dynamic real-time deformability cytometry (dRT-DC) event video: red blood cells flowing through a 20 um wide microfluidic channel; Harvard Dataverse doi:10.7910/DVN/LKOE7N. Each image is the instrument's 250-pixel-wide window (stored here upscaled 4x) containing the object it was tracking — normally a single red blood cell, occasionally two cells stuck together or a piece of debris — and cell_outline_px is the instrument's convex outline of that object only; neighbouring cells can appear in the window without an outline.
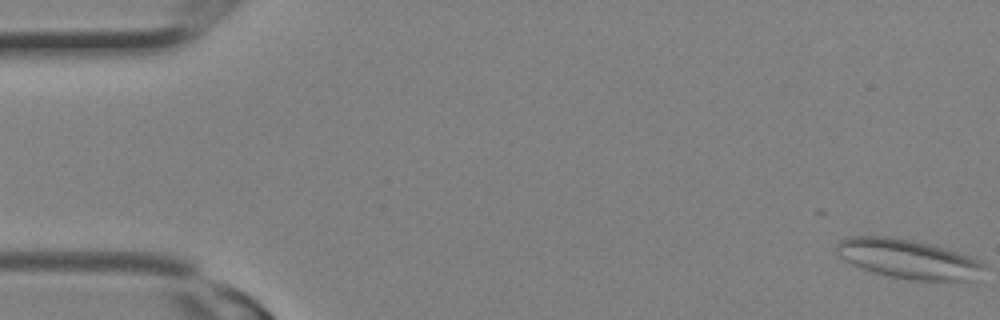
{"species": "Egyptian fruit bat (a non-hibernating species)", "species_latin": "Rousettus aegyptiacus", "temperature_condition": "room temperature", "stored_images_in_passage": 4, "camera_frame_rate_fps": 3000, "um_per_image_px": 0.085, "animal": {"sex": "female"}, "frame": {"image": 1, "passage_image": 1, "time_ms": 0.0, "image_size_px": [1000, 320], "cell_outline_px": [[984, 268], [976, 284], [912, 280], [888, 276], [852, 264], [844, 260], [836, 252], [836, 244], [840, 240], [852, 236], [892, 236], [932, 244], [980, 260], [984, 264]], "centroid_in_image_um": [77.32, 22.05], "position_along_channel_um": 7.7, "area_um2": 34.56}}